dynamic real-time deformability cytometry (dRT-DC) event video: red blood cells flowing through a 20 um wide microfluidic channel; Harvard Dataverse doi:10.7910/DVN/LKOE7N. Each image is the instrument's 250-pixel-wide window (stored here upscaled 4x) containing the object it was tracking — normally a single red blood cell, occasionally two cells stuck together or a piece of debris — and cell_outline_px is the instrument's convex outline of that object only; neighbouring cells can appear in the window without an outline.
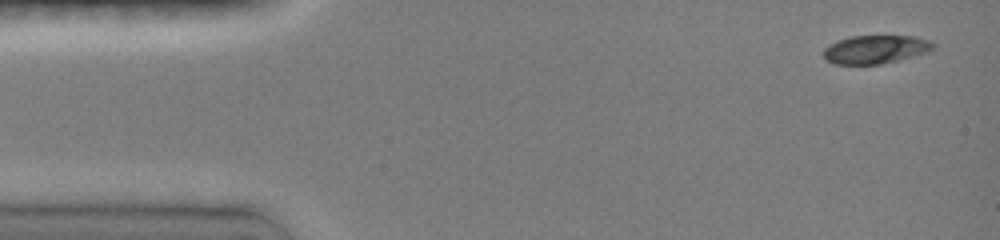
{"species": "common noctule bat (a hibernating species)", "species_latin": "Nyctalus noctula", "temperature_condition": "room temperature", "stored_images_in_passage": 8, "camera_frame_rate_fps": 3000, "um_per_image_px": 0.085, "animal": {"sex": "female", "body_mass_g": 19.0, "forearm_length_mm": 51.5}, "frame": {"image": 1, "passage_image": 1, "time_ms": 0.0, "image_size_px": [1000, 240], "cell_outline_px": [[936, 48], [928, 52], [880, 64], [832, 64], [824, 60], [824, 48], [836, 40], [852, 36], [916, 36], [928, 40], [936, 44]], "centroid_in_image_um": [74.41, 4.19], "position_along_channel_um": 10.6, "area_um2": 18.21}}
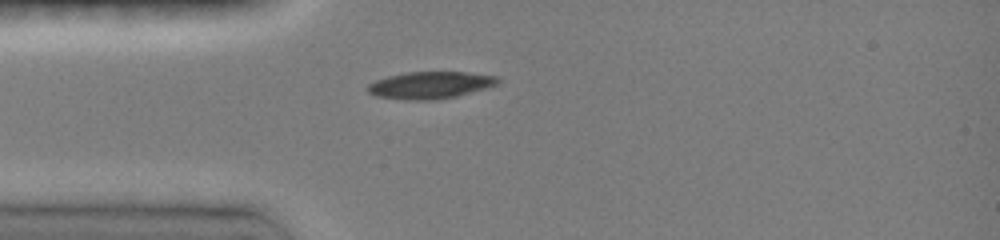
{"frame": {"image": 2, "passage_image": 5, "time_ms": 3.333, "image_size_px": [1000, 240], "cell_outline_px": [[500, 84], [488, 88], [456, 96], [428, 100], [408, 100], [376, 96], [368, 92], [364, 88], [368, 84], [376, 80], [388, 76], [408, 72], [464, 72], [496, 76], [500, 80]], "centroid_in_image_um": [36.57, 7.23], "position_along_channel_um": 48.4, "area_um2": 20.52}}
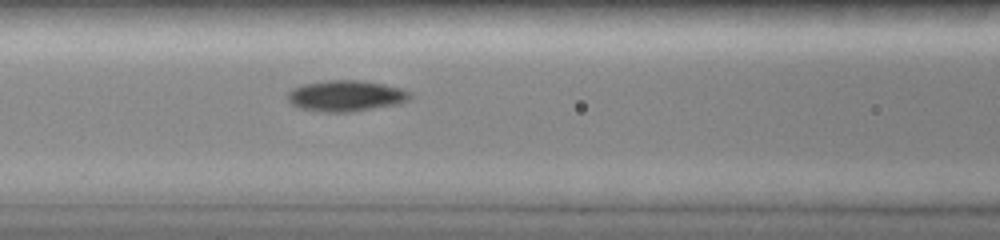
{"frame": {"image": 3, "passage_image": 8, "time_ms": 5.667, "image_size_px": [1000, 240], "cell_outline_px": [[412, 96], [408, 100], [396, 104], [352, 112], [324, 112], [300, 108], [292, 104], [288, 100], [288, 92], [292, 88], [304, 84], [324, 80], [364, 80], [404, 88], [412, 92]], "centroid_in_image_um": [29.43, 8.13], "position_along_channel_um": 137.2, "area_um2": 22.31}}